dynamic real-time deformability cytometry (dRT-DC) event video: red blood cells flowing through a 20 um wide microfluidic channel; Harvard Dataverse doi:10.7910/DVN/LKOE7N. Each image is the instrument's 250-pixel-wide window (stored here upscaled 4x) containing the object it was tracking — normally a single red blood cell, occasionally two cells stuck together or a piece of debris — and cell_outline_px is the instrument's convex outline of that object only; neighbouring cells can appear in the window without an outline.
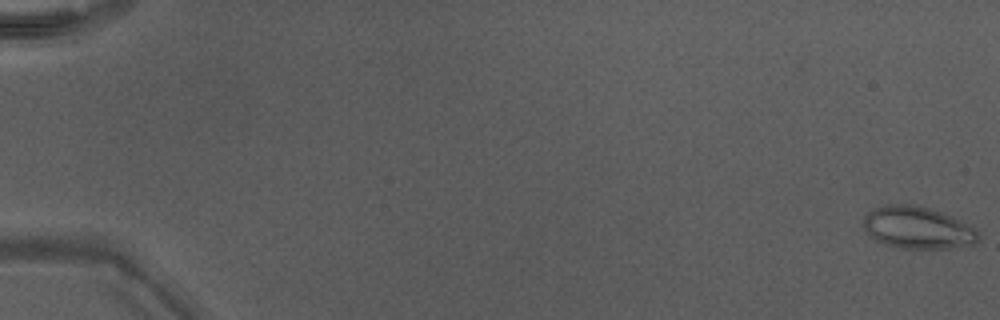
{"species": "Egyptian fruit bat (a non-hibernating species)", "species_latin": "Rousettus aegyptiacus", "temperature_condition": "warm", "stored_images_in_passage": 38, "camera_frame_rate_fps": 3000, "um_per_image_px": 0.085, "animal": {"sex": "male"}, "frame": {"image": 1, "passage_image": 1, "time_ms": 0.0, "image_size_px": [1000, 320], "cell_outline_px": [[980, 240], [976, 244], [960, 248], [904, 248], [888, 244], [876, 240], [864, 228], [864, 216], [868, 212], [884, 204], [916, 204], [940, 212], [960, 220], [976, 228], [980, 232]], "centroid_in_image_um": [78.08, 19.36], "position_along_channel_um": 6.9, "area_um2": 28.26}}
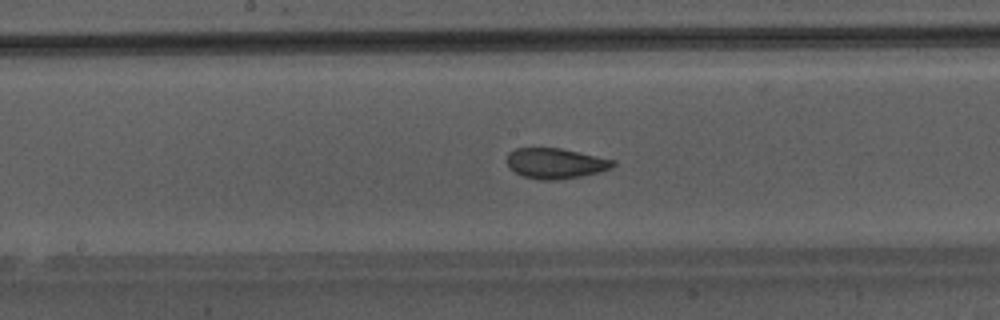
{"frame": {"image": 2, "passage_image": 28, "time_ms": 9.0, "image_size_px": [1000, 320], "cell_outline_px": [[616, 164], [612, 168], [600, 172], [580, 176], [556, 180], [540, 180], [524, 176], [508, 168], [508, 152], [516, 148], [560, 148], [616, 160]], "centroid_in_image_um": [47.24, 13.88], "position_along_channel_um": 201.0, "area_um2": 18.79}}
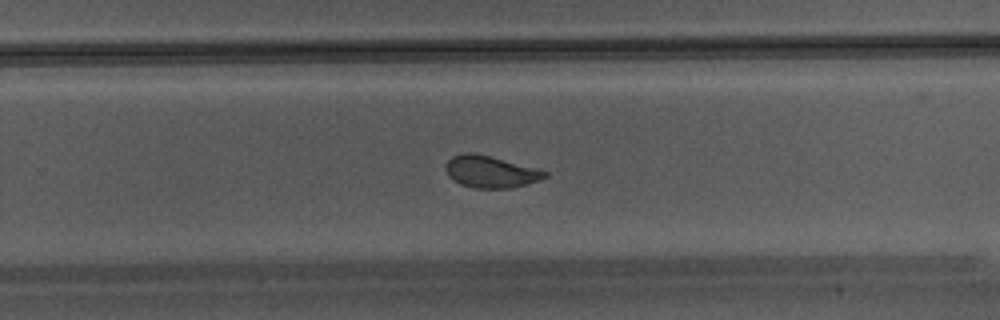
{"frame": {"image": 3, "passage_image": 34, "time_ms": 11.0, "image_size_px": [1000, 320], "cell_outline_px": [[548, 176], [540, 180], [512, 188], [476, 188], [460, 184], [448, 176], [444, 168], [444, 164], [452, 156], [464, 152], [472, 152], [536, 168], [548, 172]], "centroid_in_image_um": [41.66, 14.6], "position_along_channel_um": 288.1, "area_um2": 18.38}}